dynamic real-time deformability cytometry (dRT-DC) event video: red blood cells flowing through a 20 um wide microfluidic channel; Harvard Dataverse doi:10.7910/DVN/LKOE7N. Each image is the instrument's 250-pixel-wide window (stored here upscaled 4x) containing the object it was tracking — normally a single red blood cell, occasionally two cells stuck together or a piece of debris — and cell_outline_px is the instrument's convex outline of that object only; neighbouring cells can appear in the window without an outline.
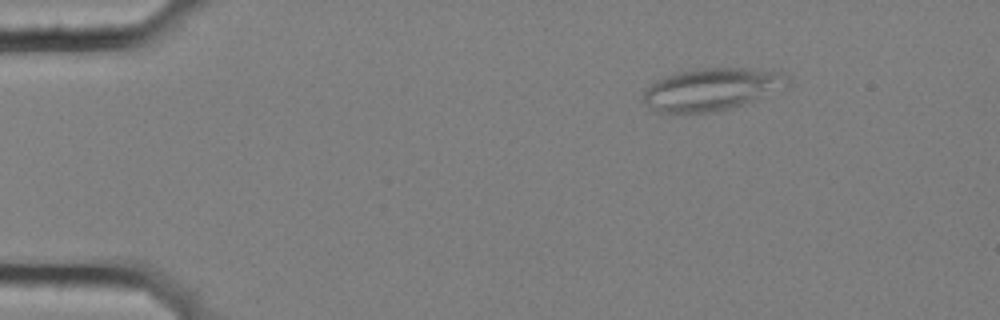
{"species": "common noctule bat (a hibernating species)", "species_latin": "Nyctalus noctula", "temperature_condition": "cold", "stored_images_in_passage": 52, "camera_frame_rate_fps": 3000, "um_per_image_px": 0.085, "animal": {"sex": "female", "body_mass_g": 25.1}, "frame": {"image": 1, "passage_image": 4, "time_ms": 1.0, "image_size_px": [1000, 320], "cell_outline_px": [[792, 88], [716, 112], [656, 112], [644, 100], [644, 92], [656, 80], [664, 76], [676, 72], [696, 68], [748, 68], [784, 72], [792, 80]], "centroid_in_image_um": [60.63, 7.56], "position_along_channel_um": 24.4, "area_um2": 36.01}}
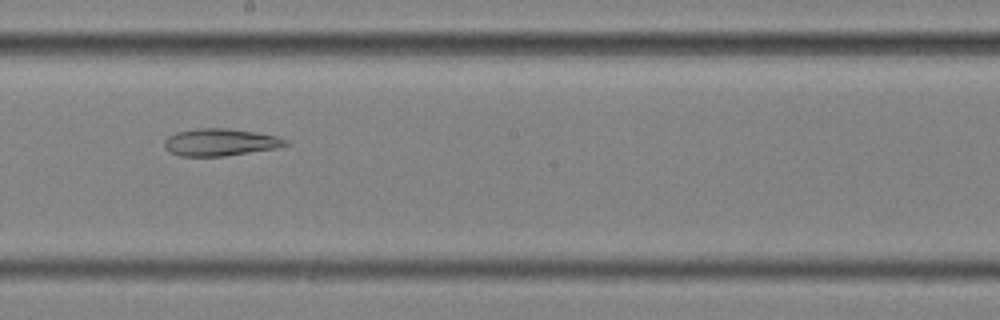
{"frame": {"image": 2, "passage_image": 28, "time_ms": 9.0, "image_size_px": [1000, 320], "cell_outline_px": [[292, 144], [276, 148], [224, 156], [180, 156], [164, 148], [164, 140], [168, 136], [176, 132], [196, 128], [228, 128], [256, 132], [280, 136], [288, 140]], "centroid_in_image_um": [18.76, 12.08], "position_along_channel_um": 229.4, "area_um2": 19.42}}
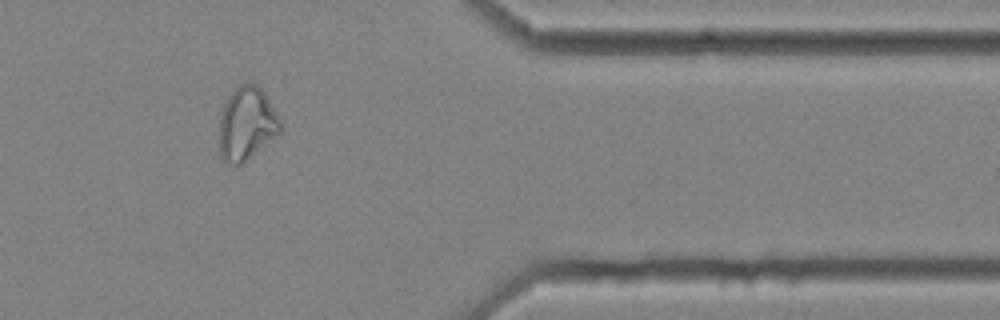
{"frame": {"image": 3, "passage_image": 43, "time_ms": 14.0, "image_size_px": [1000, 320], "cell_outline_px": [[284, 128], [276, 136], [240, 164], [232, 164], [224, 160], [220, 156], [220, 112], [228, 96], [240, 84], [256, 84], [264, 92], [284, 124]], "centroid_in_image_um": [20.99, 10.49], "position_along_channel_um": 390.4, "area_um2": 25.84}, "authors_computed_cell_mechanics": {"area_um2": 26.1834, "velocity_mm_per_s": 3.5545, "shape_relaxation_time_tau1_ms": null, "shape_relaxation_time_tau2_ms": 4.8255, "deformation_change_tau1": null, "deformation_change_tau2": 0.1179}}